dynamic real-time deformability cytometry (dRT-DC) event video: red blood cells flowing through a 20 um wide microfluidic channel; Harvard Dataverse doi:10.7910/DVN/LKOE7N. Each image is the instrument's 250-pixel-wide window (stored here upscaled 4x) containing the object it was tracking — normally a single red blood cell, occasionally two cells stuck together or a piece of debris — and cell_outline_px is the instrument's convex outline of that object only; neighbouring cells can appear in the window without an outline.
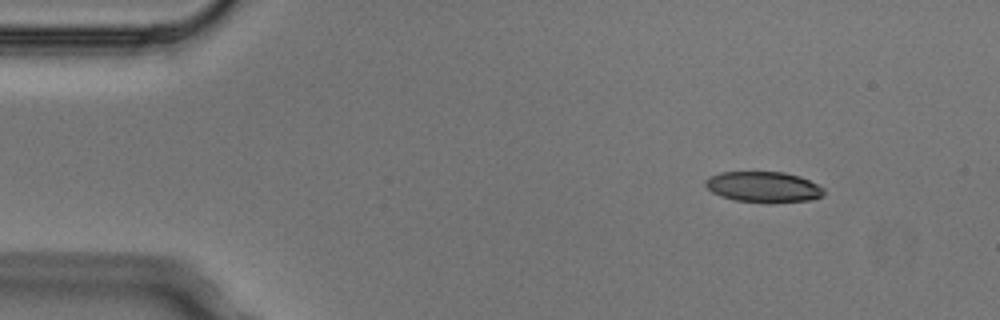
{"species": "Egyptian fruit bat (a non-hibernating species)", "species_latin": "Rousettus aegyptiacus", "temperature_condition": "cold", "stored_images_in_passage": 5, "camera_frame_rate_fps": 3000, "um_per_image_px": 0.085, "animal": {"sex": "male"}, "frame": {"image": 1, "passage_image": 1, "time_ms": 0.0, "image_size_px": [1000, 320], "cell_outline_px": [[824, 192], [820, 196], [812, 200], [768, 204], [736, 200], [720, 196], [712, 192], [704, 184], [704, 180], [708, 176], [720, 172], [784, 172], [800, 176], [824, 188]], "centroid_in_image_um": [64.87, 15.9], "position_along_channel_um": 20.1, "area_um2": 21.5}}
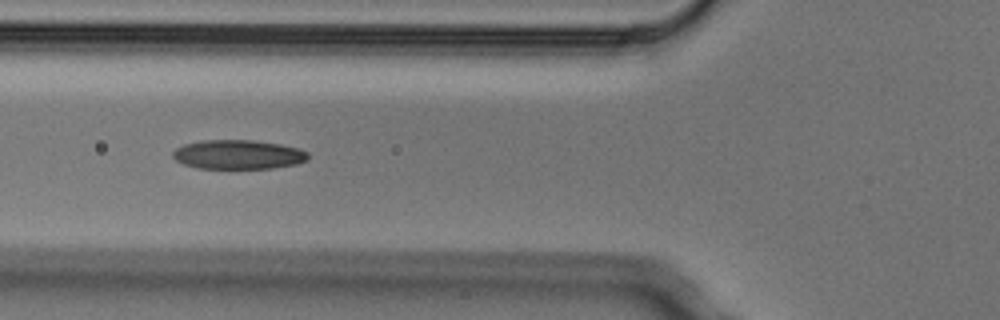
{"frame": {"image": 2, "passage_image": 4, "time_ms": 1.0, "image_size_px": [1000, 320], "cell_outline_px": [[308, 160], [296, 164], [272, 168], [196, 168], [184, 164], [176, 160], [172, 156], [172, 152], [176, 148], [184, 144], [204, 140], [252, 140], [280, 144], [300, 148], [308, 152]], "centroid_in_image_um": [20.25, 13.13], "position_along_channel_um": 105.5, "area_um2": 23.06}}
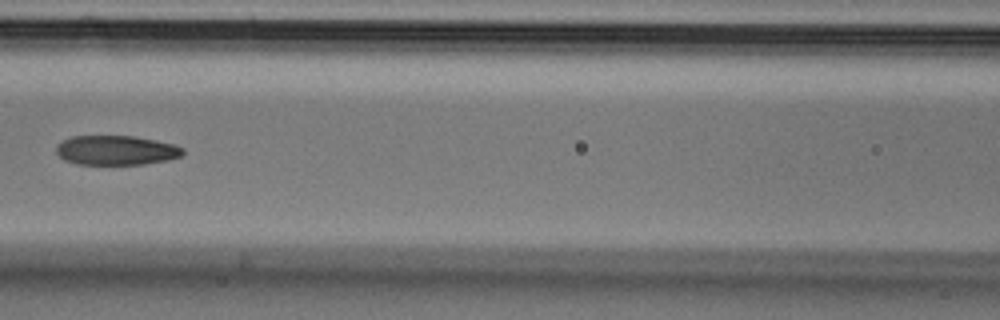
{"frame": {"image": 3, "passage_image": 5, "time_ms": 1.333, "image_size_px": [1000, 320], "cell_outline_px": [[184, 152], [180, 156], [168, 160], [144, 164], [76, 164], [64, 160], [56, 152], [56, 144], [72, 136], [132, 136], [156, 140], [172, 144], [184, 148]], "centroid_in_image_um": [9.86, 12.77], "position_along_channel_um": 156.7, "area_um2": 21.73}}